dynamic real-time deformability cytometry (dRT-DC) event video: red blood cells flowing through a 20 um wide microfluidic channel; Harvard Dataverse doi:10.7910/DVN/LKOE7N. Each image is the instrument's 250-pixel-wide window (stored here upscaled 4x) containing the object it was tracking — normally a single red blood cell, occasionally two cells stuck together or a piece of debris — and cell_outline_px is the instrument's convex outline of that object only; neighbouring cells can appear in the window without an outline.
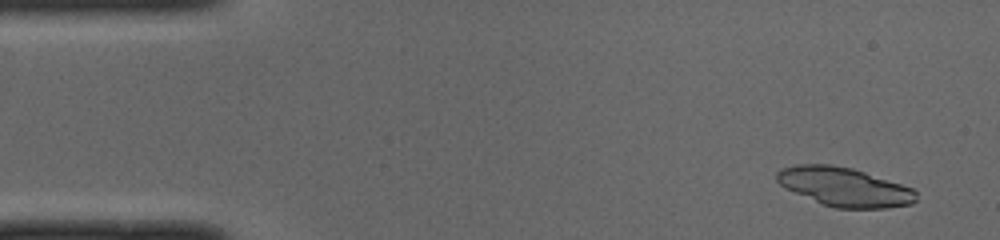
{"species": "common noctule bat (a hibernating species)", "species_latin": "Nyctalus noctula", "temperature_condition": "cold", "stored_images_in_passage": 49, "camera_frame_rate_fps": 3000, "um_per_image_px": 0.085, "animal": {"sex": "male", "body_mass_g": 19.0, "forearm_length_mm": 50.8}, "frame": {"image": 1, "passage_image": 3, "time_ms": 0.667, "image_size_px": [1000, 240], "cell_outline_px": [[916, 200], [912, 204], [884, 208], [836, 208], [824, 204], [796, 192], [780, 184], [776, 180], [776, 172], [784, 168], [796, 164], [828, 164], [852, 168], [912, 188], [916, 192]], "centroid_in_image_um": [71.78, 15.88], "position_along_channel_um": 13.2, "area_um2": 30.98}, "authors_computed_cell_mechanics": {"area_um2": 21.097, "velocity_mm_per_s": 4.0048, "shape_relaxation_time_tau1_ms": null, "shape_relaxation_time_tau2_ms": 2.5487, "deformation_change_tau1": null, "deformation_change_tau2": 0.0811}}